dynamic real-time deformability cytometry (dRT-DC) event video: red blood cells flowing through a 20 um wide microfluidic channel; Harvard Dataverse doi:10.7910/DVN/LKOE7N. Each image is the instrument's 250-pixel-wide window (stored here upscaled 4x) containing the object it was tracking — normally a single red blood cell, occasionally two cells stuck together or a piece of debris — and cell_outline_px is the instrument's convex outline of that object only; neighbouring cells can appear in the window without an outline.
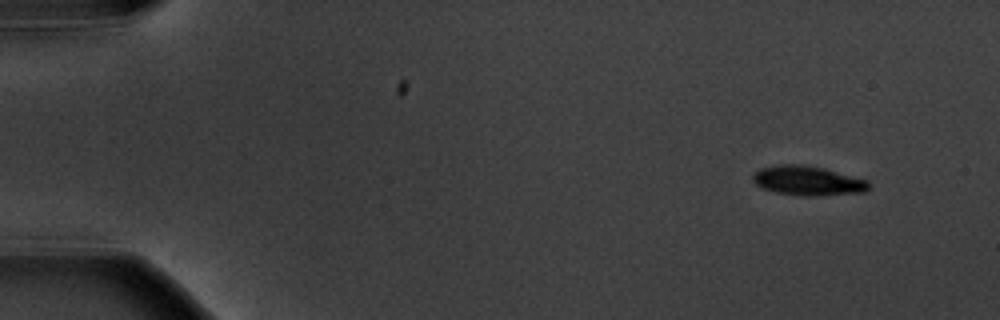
{"species": "common noctule bat (a hibernating species)", "species_latin": "Nyctalus noctula", "temperature_condition": "warm", "stored_images_in_passage": 6, "camera_frame_rate_fps": 3000, "um_per_image_px": 0.085, "animal": {"sex": "male", "body_mass_g": 20.1, "forearm_length_mm": 53.5}, "frame": {"image": 1, "passage_image": 1, "time_ms": 0.0, "image_size_px": [1000, 320], "cell_outline_px": [[868, 188], [864, 192], [812, 196], [804, 196], [776, 192], [764, 188], [756, 184], [752, 180], [752, 176], [760, 168], [780, 164], [804, 164], [824, 168], [868, 180]], "centroid_in_image_um": [68.65, 15.35], "position_along_channel_um": 16.4, "area_um2": 19.77}}
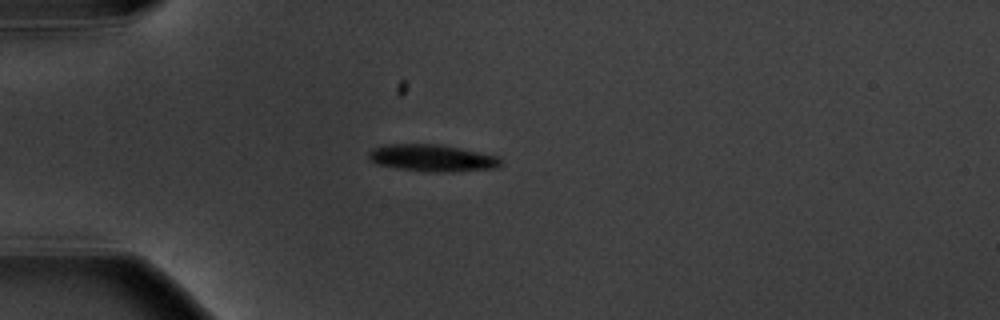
{"frame": {"image": 2, "passage_image": 4, "time_ms": 3.667, "image_size_px": [1000, 320], "cell_outline_px": [[500, 168], [436, 172], [424, 172], [396, 168], [376, 164], [368, 156], [368, 152], [372, 148], [388, 144], [440, 144], [500, 156]], "centroid_in_image_um": [36.73, 13.43], "position_along_channel_um": 48.3, "area_um2": 20.81}}